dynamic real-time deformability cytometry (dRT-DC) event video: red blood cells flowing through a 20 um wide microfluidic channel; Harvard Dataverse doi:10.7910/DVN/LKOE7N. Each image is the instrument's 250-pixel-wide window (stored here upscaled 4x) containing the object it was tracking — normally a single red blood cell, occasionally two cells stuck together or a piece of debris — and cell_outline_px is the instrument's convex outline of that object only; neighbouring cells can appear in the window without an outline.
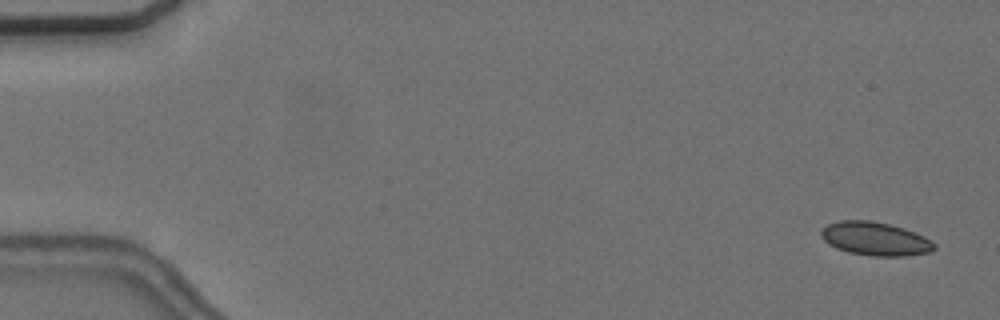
{"species": "common noctule bat (a hibernating species)", "species_latin": "Nyctalus noctula", "temperature_condition": "cold", "stored_images_in_passage": 2, "camera_frame_rate_fps": 3000, "um_per_image_px": 0.085, "animal": {"sex": "female", "body_mass_g": 24.6, "forearm_length_mm": 56.2}, "frame": {"image": 1, "passage_image": 1, "time_ms": 0.0, "image_size_px": [1000, 320], "cell_outline_px": [[936, 248], [932, 252], [904, 256], [872, 256], [848, 252], [836, 248], [828, 244], [820, 236], [820, 232], [828, 224], [840, 220], [868, 220], [888, 224], [904, 228], [924, 236], [932, 240], [936, 244]], "centroid_in_image_um": [74.41, 20.3], "position_along_channel_um": 10.6, "area_um2": 22.2}}